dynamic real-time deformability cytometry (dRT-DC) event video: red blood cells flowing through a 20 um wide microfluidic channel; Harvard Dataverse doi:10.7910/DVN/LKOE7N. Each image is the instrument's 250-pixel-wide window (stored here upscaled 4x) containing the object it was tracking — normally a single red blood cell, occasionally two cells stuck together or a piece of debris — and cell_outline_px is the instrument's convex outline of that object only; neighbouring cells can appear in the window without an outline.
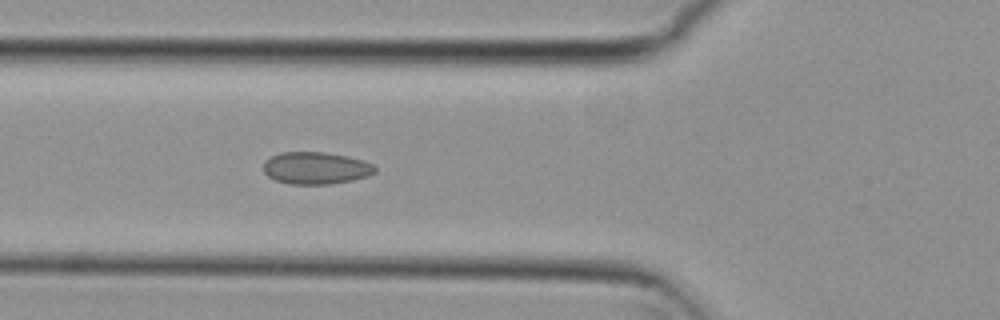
{"species": "common noctule bat (a hibernating species)", "species_latin": "Nyctalus noctula", "temperature_condition": "cold", "stored_images_in_passage": 4, "camera_frame_rate_fps": 3000, "um_per_image_px": 0.085, "animal": {"sex": "female", "body_mass_g": 29.2, "forearm_length_mm": 56.3}, "frame": {"image": 1, "passage_image": 4, "time_ms": 1.0, "image_size_px": [1000, 320], "cell_outline_px": [[376, 172], [368, 176], [352, 180], [328, 184], [288, 184], [276, 180], [268, 176], [264, 172], [264, 160], [280, 152], [324, 152], [348, 156], [372, 164], [376, 168]], "centroid_in_image_um": [26.83, 14.28], "position_along_channel_um": 99.0, "area_um2": 20.87}}